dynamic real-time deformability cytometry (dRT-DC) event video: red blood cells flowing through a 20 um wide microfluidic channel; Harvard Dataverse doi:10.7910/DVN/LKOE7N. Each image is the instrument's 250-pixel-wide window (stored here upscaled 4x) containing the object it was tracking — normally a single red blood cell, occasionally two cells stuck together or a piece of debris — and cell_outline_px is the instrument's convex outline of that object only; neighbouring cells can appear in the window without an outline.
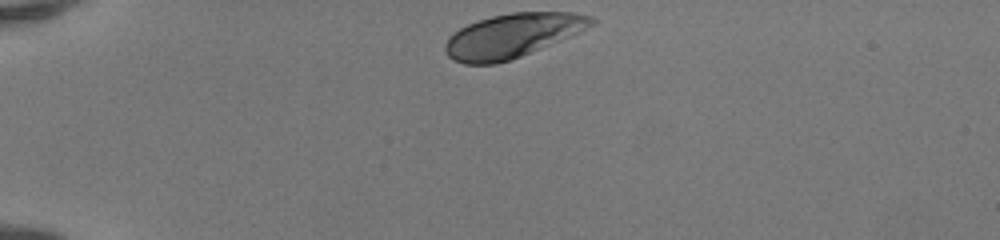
{"species": "human", "species_latin": "Homo sapiens", "temperature_condition": "room temperature", "stored_images_in_passage": 33, "camera_frame_rate_fps": 3000, "um_per_image_px": 0.085, "donor": {"sex": "female"}, "frame": {"image": 1, "passage_image": 1, "time_ms": 0.0, "image_size_px": [1000, 240], "cell_outline_px": [[596, 20], [592, 24], [576, 32], [520, 56], [496, 64], [464, 64], [452, 60], [444, 52], [444, 44], [448, 36], [452, 32], [468, 24], [492, 16], [512, 12], [572, 12], [592, 16]], "centroid_in_image_um": [43.44, 3.03], "position_along_channel_um": 41.6, "area_um2": 36.88}}
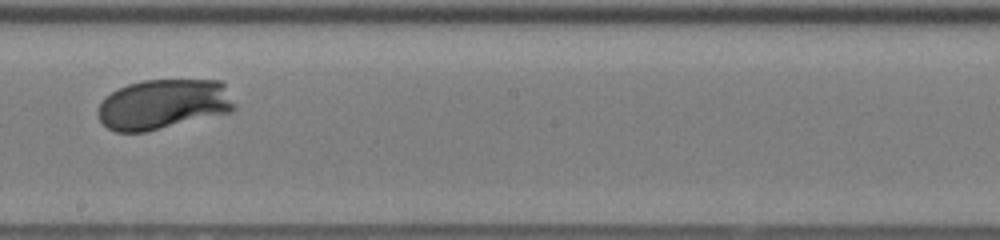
{"frame": {"image": 2, "passage_image": 19, "time_ms": 6.0, "image_size_px": [1000, 240], "cell_outline_px": [[236, 108], [232, 112], [144, 132], [116, 132], [108, 128], [100, 120], [96, 112], [100, 104], [112, 92], [128, 84], [144, 80], [220, 80], [224, 84], [236, 104]], "centroid_in_image_um": [13.92, 8.86], "position_along_channel_um": 234.3, "area_um2": 39.77}}
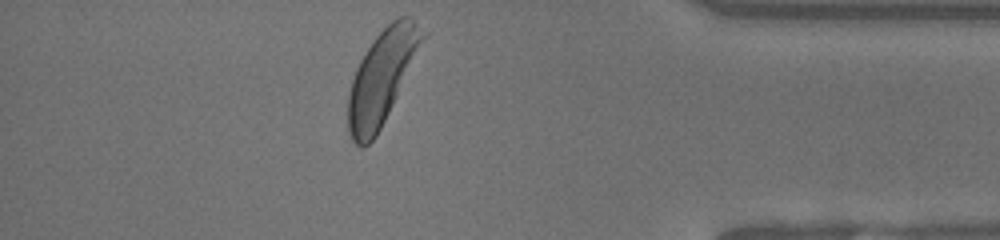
{"frame": {"image": 3, "passage_image": 33, "time_ms": 10.667, "image_size_px": [1000, 240], "cell_outline_px": [[428, 36], [376, 136], [364, 148], [360, 148], [352, 140], [348, 132], [348, 92], [356, 68], [360, 60], [372, 40], [392, 20], [400, 16], [412, 16], [428, 32]], "centroid_in_image_um": [32.49, 6.51], "position_along_channel_um": 402.7, "area_um2": 40.81}, "authors_computed_cell_mechanics": {"area_um2": 39.7664, "velocity_mm_per_s": 4.1203, "shape_relaxation_time_tau1_ms": 1.5415, "shape_relaxation_time_tau2_ms": null, "deformation_change_tau1": 0.1357, "deformation_change_tau2": null}}